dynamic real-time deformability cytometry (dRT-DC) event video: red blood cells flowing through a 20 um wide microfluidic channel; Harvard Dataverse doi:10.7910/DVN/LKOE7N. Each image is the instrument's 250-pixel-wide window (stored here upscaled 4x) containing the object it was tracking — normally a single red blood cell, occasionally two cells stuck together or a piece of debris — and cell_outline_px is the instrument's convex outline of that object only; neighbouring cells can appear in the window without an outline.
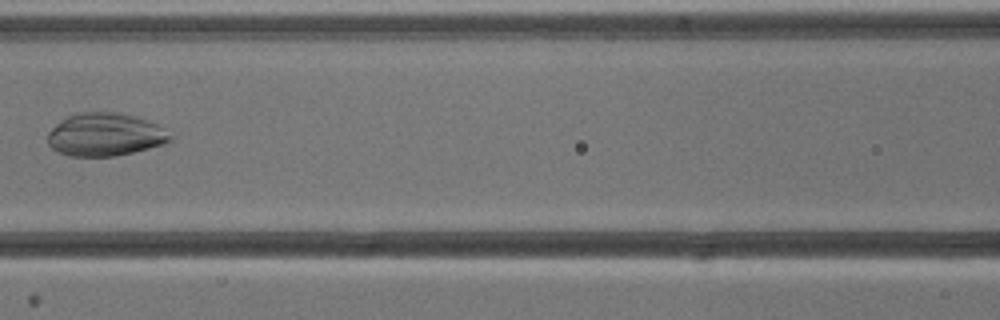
{"species": "common noctule bat (a hibernating species)", "species_latin": "Nyctalus noctula", "temperature_condition": "cold", "stored_images_in_passage": 7, "camera_frame_rate_fps": 3000, "um_per_image_px": 0.085, "animal": {"sex": "male", "body_mass_g": 13.3}, "frame": {"image": 1, "passage_image": 6, "time_ms": 6.667, "image_size_px": [1000, 320], "cell_outline_px": [[172, 140], [164, 144], [116, 156], [68, 156], [52, 148], [48, 144], [48, 132], [60, 120], [76, 112], [116, 112], [136, 116], [156, 124], [164, 128], [172, 136]], "centroid_in_image_um": [8.93, 11.43], "position_along_channel_um": 157.7, "area_um2": 30.69}}
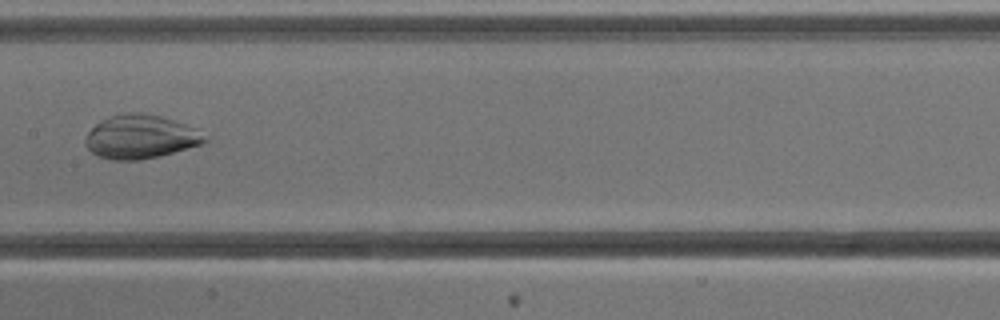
{"frame": {"image": 2, "passage_image": 7, "time_ms": 7.667, "image_size_px": [1000, 320], "cell_outline_px": [[208, 140], [200, 144], [160, 156], [140, 160], [112, 160], [100, 156], [92, 152], [84, 144], [84, 136], [96, 124], [112, 116], [128, 112], [140, 112], [160, 116], [196, 128], [208, 136]], "centroid_in_image_um": [11.95, 11.63], "position_along_channel_um": 195.5, "area_um2": 30.23}}